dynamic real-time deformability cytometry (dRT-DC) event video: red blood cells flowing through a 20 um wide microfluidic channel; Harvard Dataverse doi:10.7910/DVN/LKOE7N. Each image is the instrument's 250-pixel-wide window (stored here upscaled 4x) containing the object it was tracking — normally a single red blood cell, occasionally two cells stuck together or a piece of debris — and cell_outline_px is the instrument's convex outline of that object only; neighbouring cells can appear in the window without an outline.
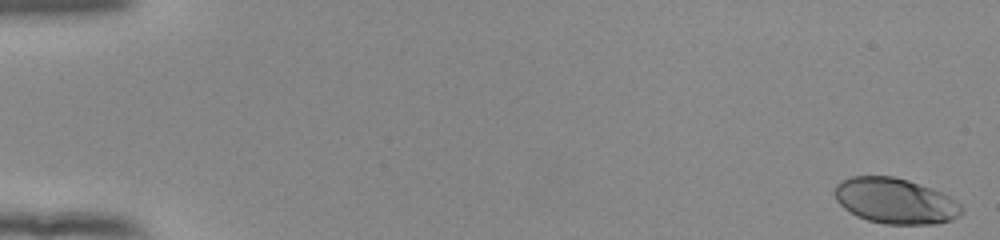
{"species": "human", "species_latin": "Homo sapiens", "temperature_condition": "room temperature", "stored_images_in_passage": 54, "camera_frame_rate_fps": 3000, "um_per_image_px": 0.085, "donor": {"sex": "female"}, "frame": {"image": 1, "passage_image": 1, "time_ms": 0.0, "image_size_px": [1000, 240], "cell_outline_px": [[964, 208], [960, 216], [952, 220], [936, 224], [884, 224], [868, 220], [856, 216], [844, 208], [836, 200], [836, 184], [840, 180], [852, 176], [892, 176], [908, 180], [940, 192], [948, 196], [960, 204]], "centroid_in_image_um": [76.1, 17.09], "position_along_channel_um": 8.9, "area_um2": 33.64}}
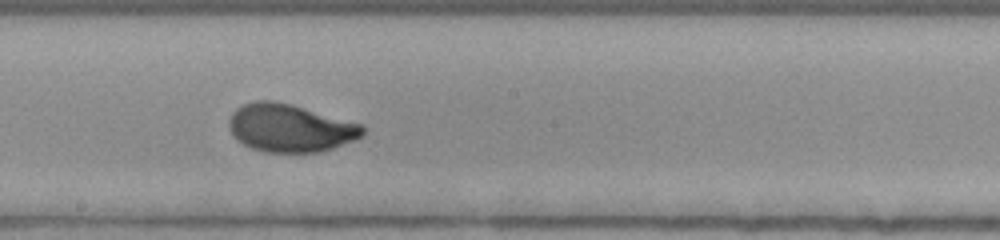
{"frame": {"image": 2, "passage_image": 31, "time_ms": 10.0, "image_size_px": [1000, 240], "cell_outline_px": [[364, 136], [332, 148], [320, 152], [264, 152], [252, 148], [236, 140], [232, 136], [228, 128], [228, 120], [232, 112], [236, 108], [244, 104], [256, 100], [272, 100], [292, 104], [364, 124]], "centroid_in_image_um": [24.64, 10.87], "position_along_channel_um": 223.6, "area_um2": 37.69}}
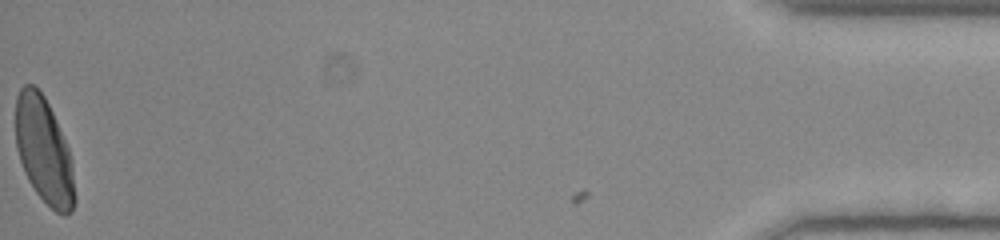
{"frame": {"image": 3, "passage_image": 54, "time_ms": 17.667, "image_size_px": [1000, 240], "cell_outline_px": [[76, 200], [72, 212], [64, 216], [56, 212], [36, 192], [28, 180], [24, 172], [16, 148], [16, 96], [20, 88], [24, 84], [32, 84], [44, 96], [52, 112], [68, 148], [72, 168]], "centroid_in_image_um": [3.72, 12.82], "position_along_channel_um": 431.5, "area_um2": 36.24}, "authors_computed_cell_mechanics": {"area_um2": 36.2695, "velocity_mm_per_s": 3.9019, "shape_relaxation_time_tau1_ms": 3.6188, "shape_relaxation_time_tau2_ms": null, "deformation_change_tau1": 0.1721, "deformation_change_tau2": null}}